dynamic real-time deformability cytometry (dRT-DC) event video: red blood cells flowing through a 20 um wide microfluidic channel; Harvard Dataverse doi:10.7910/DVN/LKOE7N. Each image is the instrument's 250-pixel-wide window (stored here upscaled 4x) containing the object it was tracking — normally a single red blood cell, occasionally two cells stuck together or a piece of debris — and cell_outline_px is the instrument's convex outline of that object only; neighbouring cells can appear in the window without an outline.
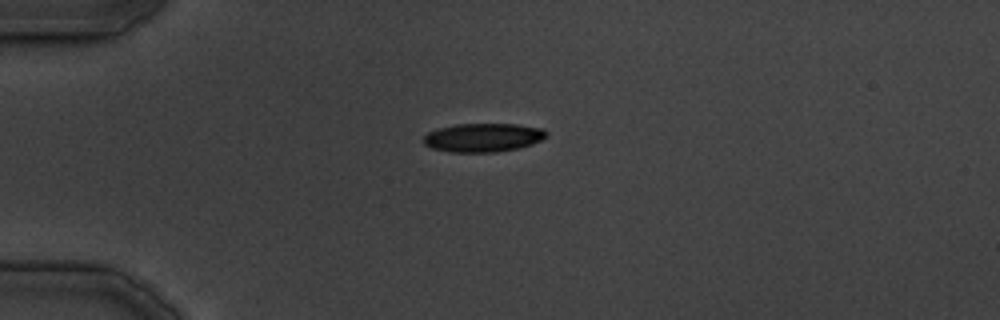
{"species": "common noctule bat (a hibernating species)", "species_latin": "Nyctalus noctula", "temperature_condition": "cold", "stored_images_in_passage": 29, "camera_frame_rate_fps": 3000, "um_per_image_px": 0.085, "animal": {"sex": "male", "body_mass_g": 19.5, "forearm_length_mm": 54.6}, "frame": {"image": 1, "passage_image": 1, "time_ms": 0.0, "image_size_px": [1000, 320], "cell_outline_px": [[548, 136], [532, 144], [520, 148], [496, 152], [452, 152], [432, 148], [424, 144], [424, 136], [428, 132], [440, 128], [456, 124], [516, 124], [544, 128], [548, 132]], "centroid_in_image_um": [41.11, 11.69], "position_along_channel_um": 43.9, "area_um2": 20.58}}
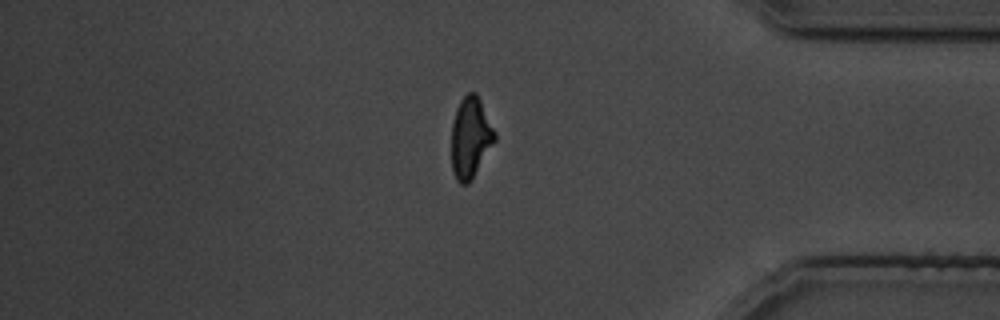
{"frame": {"image": 2, "passage_image": 23, "time_ms": 27.333, "image_size_px": [1000, 320], "cell_outline_px": [[496, 140], [472, 180], [468, 184], [460, 184], [456, 180], [452, 168], [452, 124], [456, 108], [460, 100], [468, 92], [476, 92], [496, 132]], "centroid_in_image_um": [40.0, 11.71], "position_along_channel_um": 395.2, "area_um2": 20.52}}
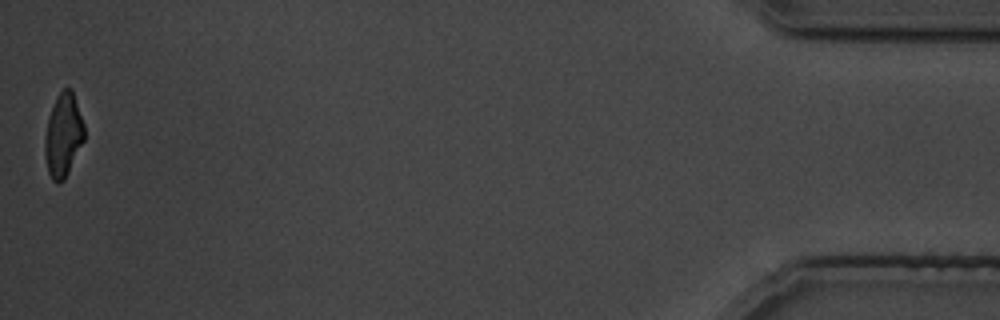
{"frame": {"image": 3, "passage_image": 29, "time_ms": 34.0, "image_size_px": [1000, 320], "cell_outline_px": [[84, 140], [64, 180], [56, 184], [52, 180], [48, 172], [44, 156], [44, 136], [48, 116], [56, 96], [64, 88], [72, 88], [84, 124]], "centroid_in_image_um": [5.35, 11.48], "position_along_channel_um": 429.8, "area_um2": 19.36}}